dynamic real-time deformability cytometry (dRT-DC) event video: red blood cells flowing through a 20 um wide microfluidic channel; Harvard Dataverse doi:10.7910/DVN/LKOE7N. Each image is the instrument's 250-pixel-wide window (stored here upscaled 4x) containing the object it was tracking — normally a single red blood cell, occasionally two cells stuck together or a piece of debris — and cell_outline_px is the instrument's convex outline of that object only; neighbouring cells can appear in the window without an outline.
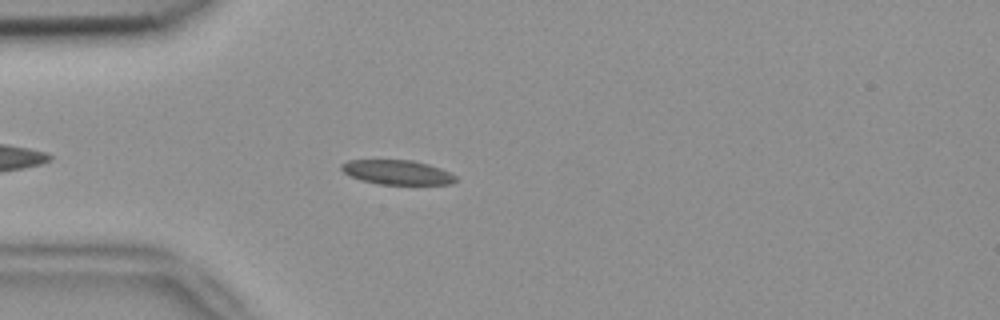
{"species": "common noctule bat (a hibernating species)", "species_latin": "Nyctalus noctula", "temperature_condition": "room temperature", "stored_images_in_passage": 39, "camera_frame_rate_fps": 3000, "um_per_image_px": 0.085, "animal": {"sex": "female", "body_mass_g": 18.4}, "frame": {"image": 1, "passage_image": 6, "time_ms": 1.667, "image_size_px": [1000, 320], "cell_outline_px": [[456, 180], [452, 184], [380, 184], [360, 180], [344, 172], [340, 168], [340, 164], [348, 160], [412, 160], [428, 164], [440, 168], [456, 176]], "centroid_in_image_um": [33.74, 14.64], "position_along_channel_um": 51.3, "area_um2": 16.18}}
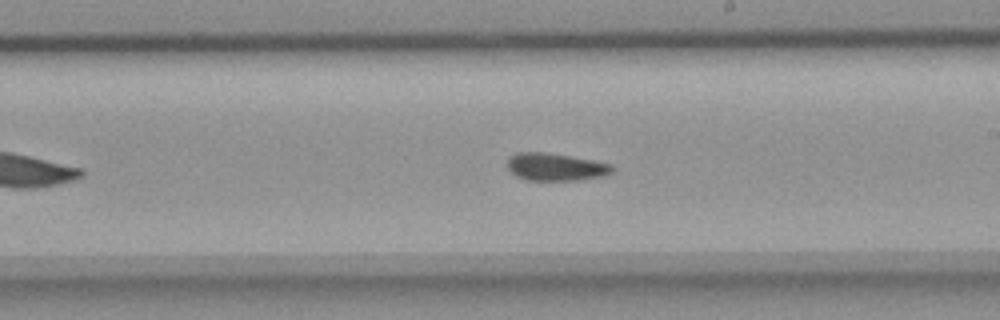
{"frame": {"image": 2, "passage_image": 22, "time_ms": 7.0, "image_size_px": [1000, 320], "cell_outline_px": [[612, 172], [608, 176], [580, 180], [528, 180], [516, 176], [508, 168], [508, 156], [516, 152], [544, 152], [592, 160], [612, 164]], "centroid_in_image_um": [47.23, 14.19], "position_along_channel_um": 241.8, "area_um2": 16.88}}
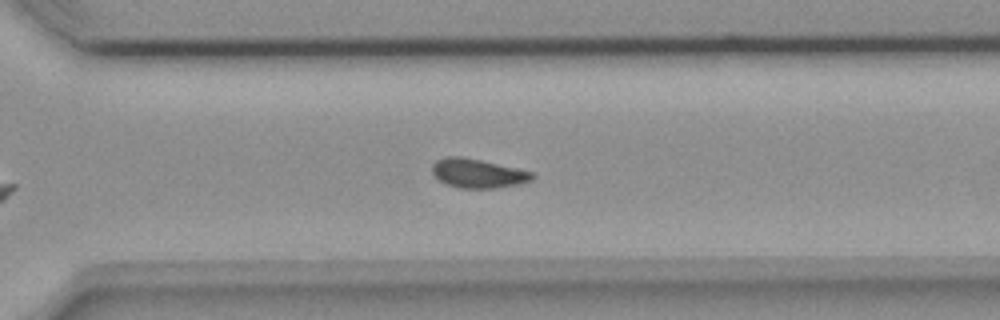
{"frame": {"image": 3, "passage_image": 29, "time_ms": 9.333, "image_size_px": [1000, 320], "cell_outline_px": [[536, 176], [532, 180], [520, 184], [496, 188], [460, 188], [444, 184], [432, 172], [432, 164], [436, 160], [444, 156], [460, 156], [480, 160], [532, 172]], "centroid_in_image_um": [40.59, 14.74], "position_along_channel_um": 330.0, "area_um2": 16.94}, "authors_computed_cell_mechanics": {"area_um2": 17.051, "velocity_mm_per_s": 3.7726, "shape_relaxation_time_tau1_ms": null, "shape_relaxation_time_tau2_ms": 5.1256, "deformation_change_tau1": null, "deformation_change_tau2": 0.096}}